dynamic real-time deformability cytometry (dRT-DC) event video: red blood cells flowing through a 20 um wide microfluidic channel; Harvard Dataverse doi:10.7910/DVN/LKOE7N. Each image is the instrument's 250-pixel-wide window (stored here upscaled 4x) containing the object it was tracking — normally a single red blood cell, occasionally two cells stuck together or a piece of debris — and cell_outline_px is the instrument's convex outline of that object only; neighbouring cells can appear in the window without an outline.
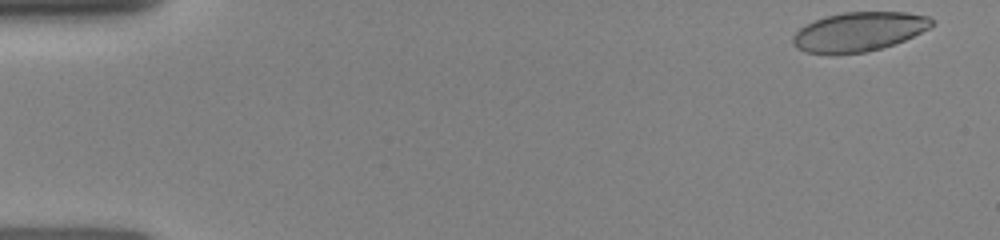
{"species": "human", "species_latin": "Homo sapiens", "temperature_condition": "room temperature", "stored_images_in_passage": 31, "camera_frame_rate_fps": 3000, "um_per_image_px": 0.085, "donor": {"sex": "female"}, "frame": {"image": 1, "passage_image": 1, "time_ms": 0.0, "image_size_px": [1000, 240], "cell_outline_px": [[932, 24], [928, 28], [904, 40], [868, 52], [804, 52], [796, 48], [792, 44], [792, 36], [800, 28], [824, 16], [844, 12], [904, 12], [928, 16], [932, 20]], "centroid_in_image_um": [72.98, 2.67], "position_along_channel_um": 12.0, "area_um2": 31.04}}
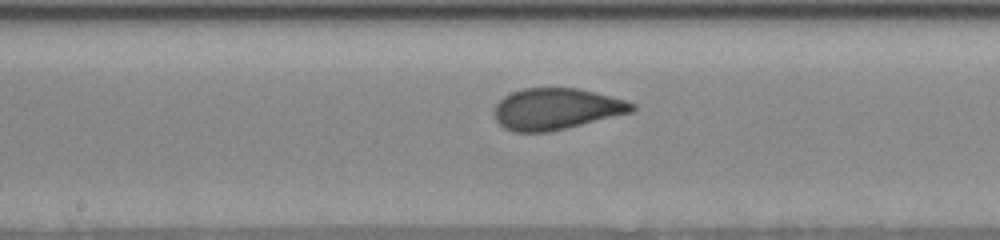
{"frame": {"image": 2, "passage_image": 16, "time_ms": 7.667, "image_size_px": [1000, 240], "cell_outline_px": [[636, 108], [632, 112], [548, 132], [512, 132], [504, 128], [496, 120], [496, 104], [504, 96], [512, 92], [524, 88], [580, 88], [596, 92], [624, 100], [636, 104]], "centroid_in_image_um": [47.28, 9.25], "position_along_channel_um": 200.9, "area_um2": 32.95}}
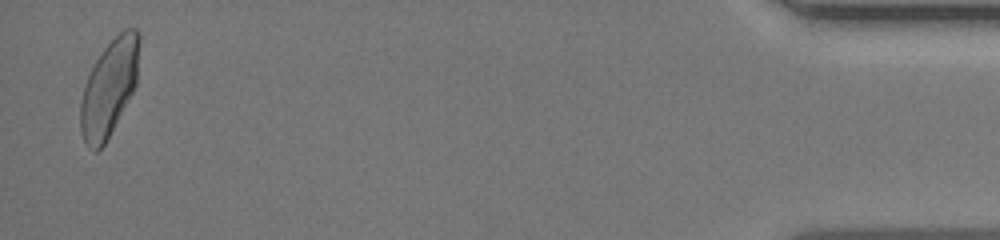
{"frame": {"image": 3, "passage_image": 30, "time_ms": 15.0, "image_size_px": [1000, 240], "cell_outline_px": [[140, 44], [136, 84], [132, 92], [104, 144], [96, 152], [88, 148], [84, 144], [80, 132], [80, 104], [84, 88], [88, 76], [96, 60], [104, 48], [124, 28], [136, 28], [140, 32]], "centroid_in_image_um": [9.28, 7.45], "position_along_channel_um": 425.9, "area_um2": 32.71}}